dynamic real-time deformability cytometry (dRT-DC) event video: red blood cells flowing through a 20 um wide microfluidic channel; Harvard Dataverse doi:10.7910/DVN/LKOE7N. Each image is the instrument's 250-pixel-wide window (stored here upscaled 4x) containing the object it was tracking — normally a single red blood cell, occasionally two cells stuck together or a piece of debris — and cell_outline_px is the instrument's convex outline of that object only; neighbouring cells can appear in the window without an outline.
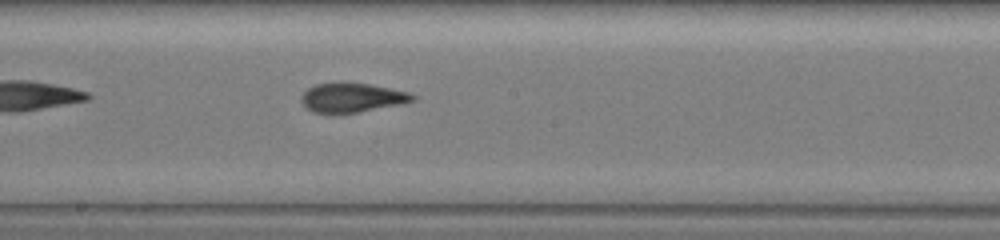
{"species": "common noctule bat (a hibernating species)", "species_latin": "Nyctalus noctula", "temperature_condition": "warm", "stored_images_in_passage": 32, "camera_frame_rate_fps": 3000, "um_per_image_px": 0.085, "animal": {"sex": "female", "body_mass_g": 19.5, "forearm_length_mm": 54.1}, "frame": {"image": 1, "passage_image": 14, "time_ms": 4.333, "image_size_px": [1000, 240], "cell_outline_px": [[416, 100], [356, 112], [312, 112], [300, 100], [304, 92], [308, 88], [316, 84], [368, 84], [408, 92], [416, 96]], "centroid_in_image_um": [29.91, 8.3], "position_along_channel_um": 218.3, "area_um2": 17.98}}